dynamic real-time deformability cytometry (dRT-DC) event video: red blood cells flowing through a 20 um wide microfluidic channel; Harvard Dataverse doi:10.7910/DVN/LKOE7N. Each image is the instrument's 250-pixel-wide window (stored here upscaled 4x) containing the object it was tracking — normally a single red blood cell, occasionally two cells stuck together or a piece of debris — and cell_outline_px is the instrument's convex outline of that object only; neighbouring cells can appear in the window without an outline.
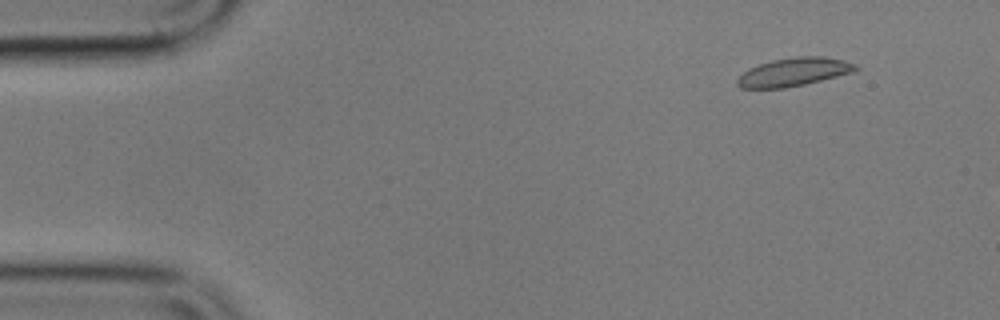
{"species": "common noctule bat (a hibernating species)", "species_latin": "Nyctalus noctula", "temperature_condition": "cold", "stored_images_in_passage": 5, "camera_frame_rate_fps": 3000, "um_per_image_px": 0.085, "animal": {"sex": "male", "body_mass_g": 17.9}, "frame": {"image": 1, "passage_image": 2, "time_ms": 1.0, "image_size_px": [1000, 320], "cell_outline_px": [[860, 68], [852, 72], [804, 84], [784, 88], [740, 88], [736, 84], [736, 80], [748, 68], [772, 60], [796, 56], [824, 56], [844, 60], [856, 64]], "centroid_in_image_um": [67.46, 6.11], "position_along_channel_um": 17.5, "area_um2": 19.42}}
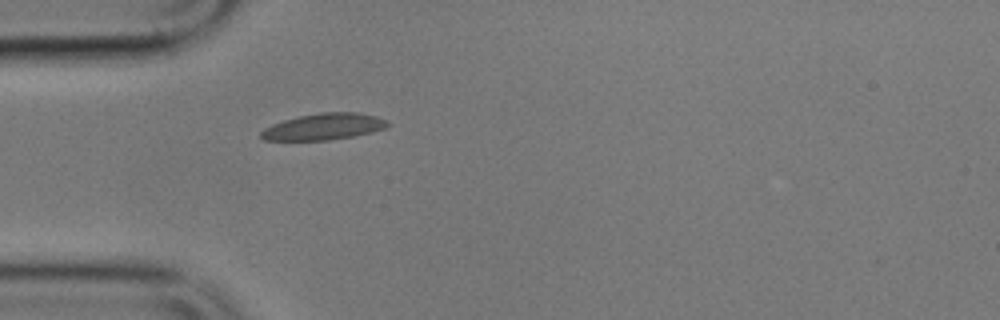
{"frame": {"image": 2, "passage_image": 5, "time_ms": 4.667, "image_size_px": [1000, 320], "cell_outline_px": [[388, 124], [384, 128], [372, 132], [352, 136], [328, 140], [260, 140], [260, 132], [264, 128], [272, 124], [284, 120], [300, 116], [320, 112], [360, 112], [376, 116], [388, 120]], "centroid_in_image_um": [27.5, 10.76], "position_along_channel_um": 57.5, "area_um2": 19.48}}